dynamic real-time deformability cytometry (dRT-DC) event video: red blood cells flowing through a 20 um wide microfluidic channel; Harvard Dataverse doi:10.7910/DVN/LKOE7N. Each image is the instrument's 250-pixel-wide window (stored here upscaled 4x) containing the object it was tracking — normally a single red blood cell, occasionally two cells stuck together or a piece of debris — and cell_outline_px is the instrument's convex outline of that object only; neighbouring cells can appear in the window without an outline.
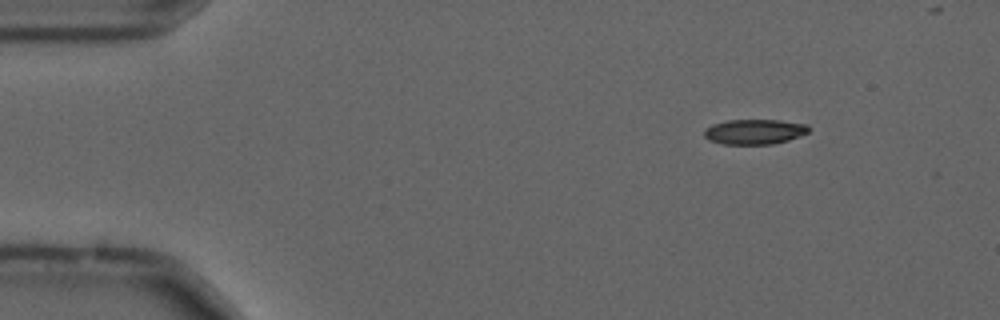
{"species": "common noctule bat (a hibernating species)", "species_latin": "Nyctalus noctula", "temperature_condition": "cold", "stored_images_in_passage": 49, "camera_frame_rate_fps": 3000, "um_per_image_px": 0.085, "animal": {"sex": "male", "forearm_length_mm": 52.5}, "frame": {"image": 1, "passage_image": 7, "time_ms": 2.0, "image_size_px": [1000, 320], "cell_outline_px": [[808, 132], [788, 140], [772, 144], [724, 144], [708, 140], [704, 136], [704, 132], [712, 124], [728, 120], [780, 120], [808, 124]], "centroid_in_image_um": [64.13, 11.19], "position_along_channel_um": 20.9, "area_um2": 15.14}}
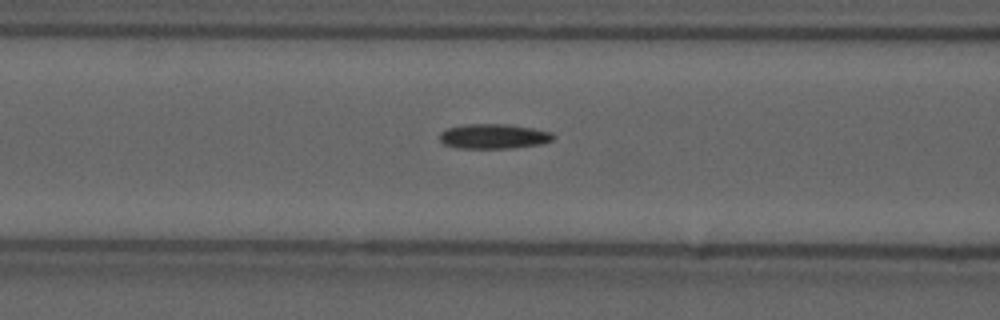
{"frame": {"image": 2, "passage_image": 22, "time_ms": 7.0, "image_size_px": [1000, 320], "cell_outline_px": [[556, 136], [552, 140], [544, 144], [512, 148], [456, 148], [444, 144], [440, 140], [440, 132], [448, 128], [464, 124], [508, 124], [532, 128], [552, 132]], "centroid_in_image_um": [41.99, 11.59], "position_along_channel_um": 124.6, "area_um2": 16.59}}
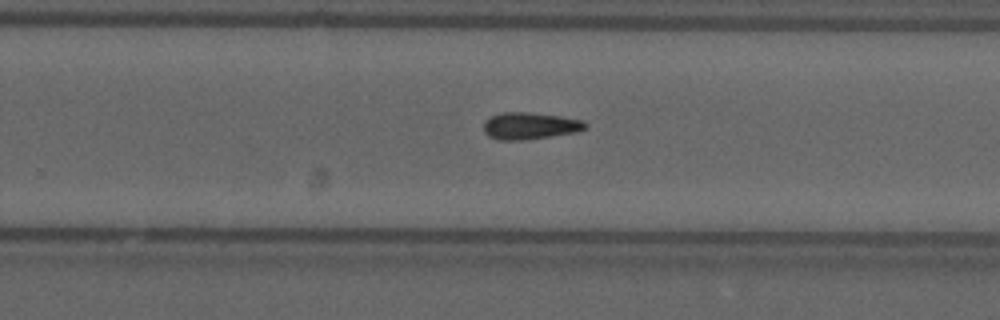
{"frame": {"image": 3, "passage_image": 35, "time_ms": 11.333, "image_size_px": [1000, 320], "cell_outline_px": [[588, 128], [580, 132], [552, 136], [520, 140], [496, 140], [488, 136], [484, 132], [484, 120], [500, 112], [528, 112], [560, 116], [584, 120], [588, 124]], "centroid_in_image_um": [45.08, 10.7], "position_along_channel_um": 284.7, "area_um2": 16.24}}